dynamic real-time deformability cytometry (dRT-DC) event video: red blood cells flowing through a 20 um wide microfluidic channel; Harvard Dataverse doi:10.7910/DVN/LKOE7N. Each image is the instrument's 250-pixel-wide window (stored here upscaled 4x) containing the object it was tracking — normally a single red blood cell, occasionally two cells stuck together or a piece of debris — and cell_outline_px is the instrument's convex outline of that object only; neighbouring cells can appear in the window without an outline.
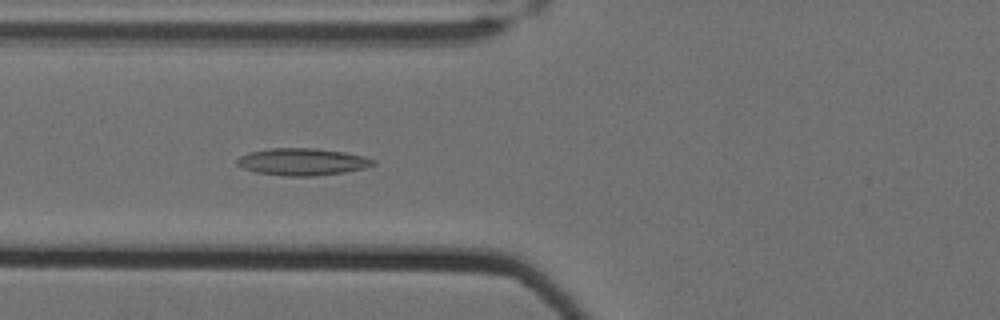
{"species": "Egyptian fruit bat (a non-hibernating species)", "species_latin": "Rousettus aegyptiacus", "temperature_condition": "cold", "stored_images_in_passage": 61, "camera_frame_rate_fps": 3000, "um_per_image_px": 0.085, "animal": {"sex": "female"}, "frame": {"image": 1, "passage_image": 26, "time_ms": 8.333, "image_size_px": [1000, 320], "cell_outline_px": [[376, 164], [364, 168], [344, 172], [316, 176], [284, 176], [256, 172], [244, 168], [236, 164], [236, 160], [240, 156], [248, 152], [272, 148], [316, 148], [344, 152], [364, 156], [376, 160]], "centroid_in_image_um": [25.71, 13.75], "position_along_channel_um": 100.1, "area_um2": 21.56}}
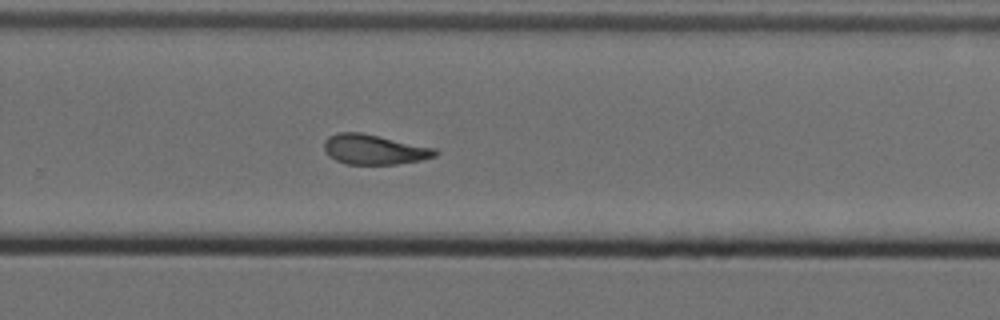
{"frame": {"image": 2, "passage_image": 43, "time_ms": 14.0, "image_size_px": [1000, 320], "cell_outline_px": [[440, 152], [436, 156], [420, 160], [396, 164], [348, 164], [336, 160], [328, 156], [324, 152], [324, 140], [328, 136], [336, 132], [360, 132], [436, 148]], "centroid_in_image_um": [31.78, 12.7], "position_along_channel_um": 298.0, "area_um2": 19.48}}
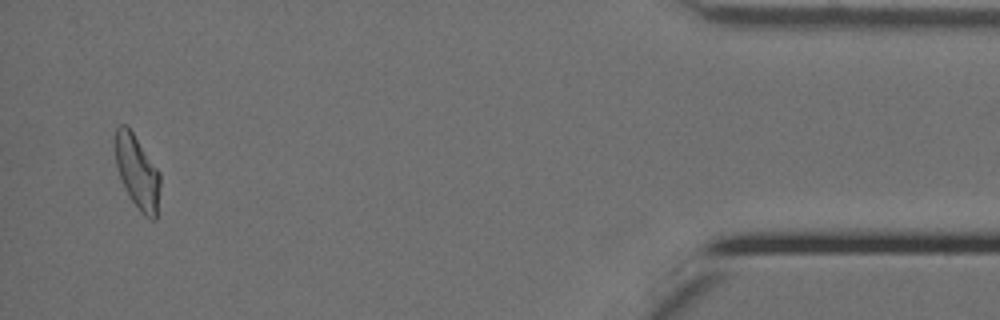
{"frame": {"image": 3, "passage_image": 59, "time_ms": 19.333, "image_size_px": [1000, 320], "cell_outline_px": [[160, 184], [156, 220], [148, 220], [140, 212], [132, 200], [120, 176], [116, 164], [116, 128], [120, 124], [124, 124], [132, 132], [160, 172]], "centroid_in_image_um": [11.7, 14.67], "position_along_channel_um": 423.5, "area_um2": 18.79}, "authors_computed_cell_mechanics": {"area_um2": 19.7676, "velocity_mm_per_s": 3.4918, "shape_relaxation_time_tau1_ms": null, "shape_relaxation_time_tau2_ms": 3.3697, "deformation_change_tau1": null, "deformation_change_tau2": 0.1146}}